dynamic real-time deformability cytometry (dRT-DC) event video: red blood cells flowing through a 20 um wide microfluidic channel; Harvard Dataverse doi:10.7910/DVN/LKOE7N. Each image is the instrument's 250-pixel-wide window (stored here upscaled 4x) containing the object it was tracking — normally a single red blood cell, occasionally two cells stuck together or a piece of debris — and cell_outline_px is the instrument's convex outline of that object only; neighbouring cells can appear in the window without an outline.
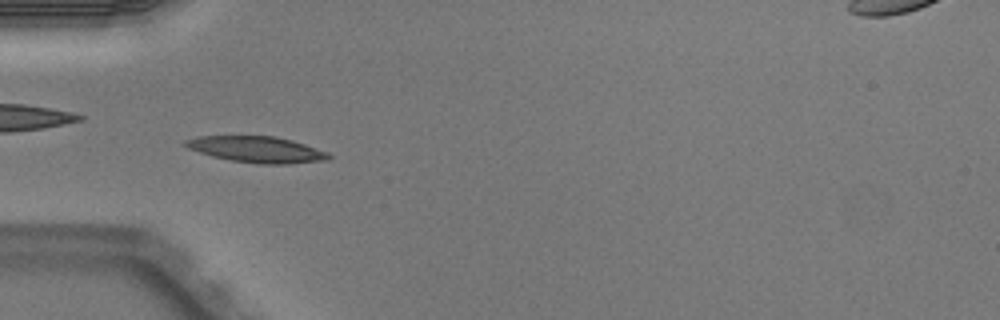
{"species": "Egyptian fruit bat (a non-hibernating species)", "species_latin": "Rousettus aegyptiacus", "temperature_condition": "warm", "stored_images_in_passage": 7, "camera_frame_rate_fps": 3000, "um_per_image_px": 0.085, "animal": {"sex": "male"}, "frame": {"image": 1, "passage_image": 5, "time_ms": 1.333, "image_size_px": [1000, 320], "cell_outline_px": [[332, 156], [328, 160], [288, 164], [256, 164], [232, 160], [212, 156], [188, 148], [180, 144], [184, 140], [196, 136], [276, 136], [292, 140], [328, 152]], "centroid_in_image_um": [21.81, 12.7], "position_along_channel_um": 63.2, "area_um2": 21.96}}
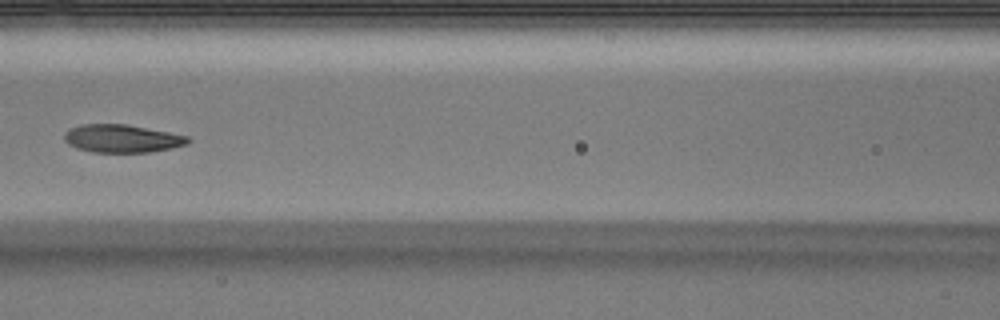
{"frame": {"image": 2, "passage_image": 7, "time_ms": 2.0, "image_size_px": [1000, 320], "cell_outline_px": [[192, 140], [188, 144], [172, 148], [152, 152], [92, 152], [76, 148], [68, 144], [64, 140], [64, 132], [68, 128], [80, 124], [124, 124], [168, 132], [188, 136]], "centroid_in_image_um": [10.35, 11.78], "position_along_channel_um": 156.3, "area_um2": 20.29}}